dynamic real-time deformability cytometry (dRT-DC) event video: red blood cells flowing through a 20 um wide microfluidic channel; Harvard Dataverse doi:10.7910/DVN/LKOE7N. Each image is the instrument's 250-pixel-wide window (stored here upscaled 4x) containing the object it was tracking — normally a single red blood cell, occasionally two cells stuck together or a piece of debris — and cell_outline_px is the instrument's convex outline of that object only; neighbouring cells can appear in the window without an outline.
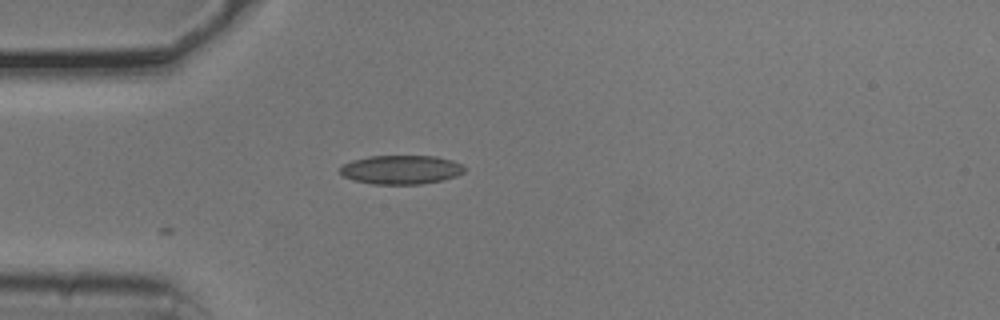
{"species": "common noctule bat (a hibernating species)", "species_latin": "Nyctalus noctula", "temperature_condition": "cold", "stored_images_in_passage": 40, "camera_frame_rate_fps": 3000, "um_per_image_px": 0.085, "animal": {"sex": "male", "body_mass_g": 20.5, "forearm_length_mm": 52.5}, "frame": {"image": 1, "passage_image": 1, "time_ms": 0.0, "image_size_px": [1000, 320], "cell_outline_px": [[468, 168], [464, 172], [456, 176], [444, 180], [420, 184], [372, 184], [352, 180], [344, 176], [340, 172], [340, 168], [344, 164], [352, 160], [368, 156], [436, 156], [452, 160], [464, 164]], "centroid_in_image_um": [34.14, 14.42], "position_along_channel_um": 50.9, "area_um2": 21.21}}
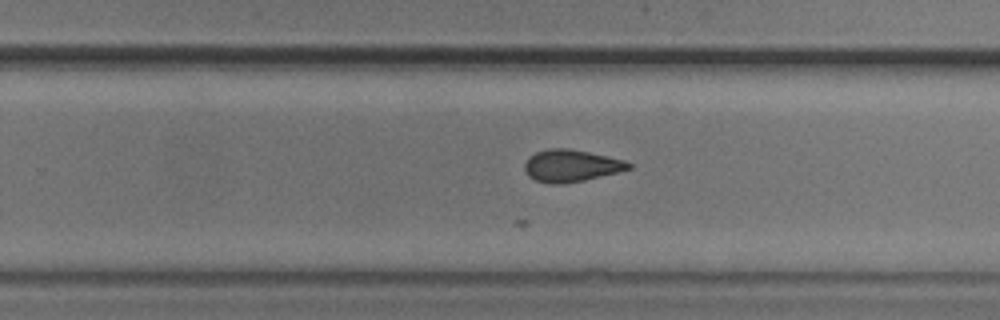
{"frame": {"image": 2, "passage_image": 20, "time_ms": 6.333, "image_size_px": [1000, 320], "cell_outline_px": [[632, 168], [584, 180], [560, 184], [552, 184], [536, 180], [528, 176], [524, 168], [524, 164], [528, 156], [536, 152], [548, 148], [568, 148], [588, 152], [624, 160], [632, 164]], "centroid_in_image_um": [48.5, 14.08], "position_along_channel_um": 281.3, "area_um2": 19.31}}
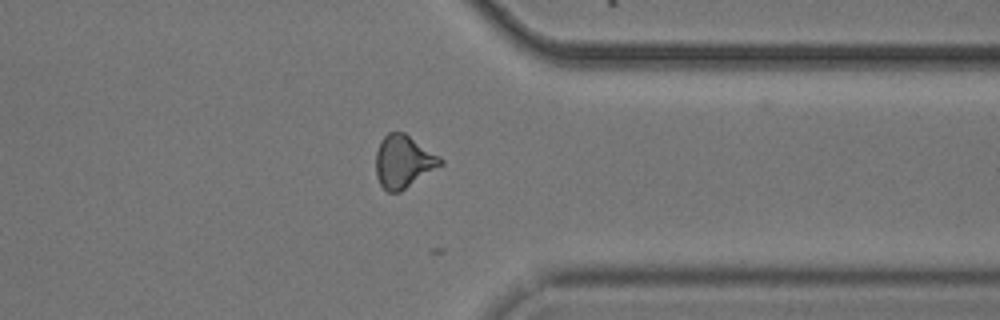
{"frame": {"image": 3, "passage_image": 28, "time_ms": 9.0, "image_size_px": [1000, 320], "cell_outline_px": [[444, 164], [400, 192], [388, 192], [380, 184], [376, 176], [376, 152], [380, 140], [388, 132], [404, 132], [440, 156], [444, 160]], "centroid_in_image_um": [34.3, 13.73], "position_along_channel_um": 377.1, "area_um2": 19.94}, "authors_computed_cell_mechanics": {"area_um2": 19.1318, "velocity_mm_per_s": 3.398, "shape_relaxation_time_tau1_ms": null, "shape_relaxation_time_tau2_ms": 10.323, "deformation_change_tau1": null, "deformation_change_tau2": 0.1726}}